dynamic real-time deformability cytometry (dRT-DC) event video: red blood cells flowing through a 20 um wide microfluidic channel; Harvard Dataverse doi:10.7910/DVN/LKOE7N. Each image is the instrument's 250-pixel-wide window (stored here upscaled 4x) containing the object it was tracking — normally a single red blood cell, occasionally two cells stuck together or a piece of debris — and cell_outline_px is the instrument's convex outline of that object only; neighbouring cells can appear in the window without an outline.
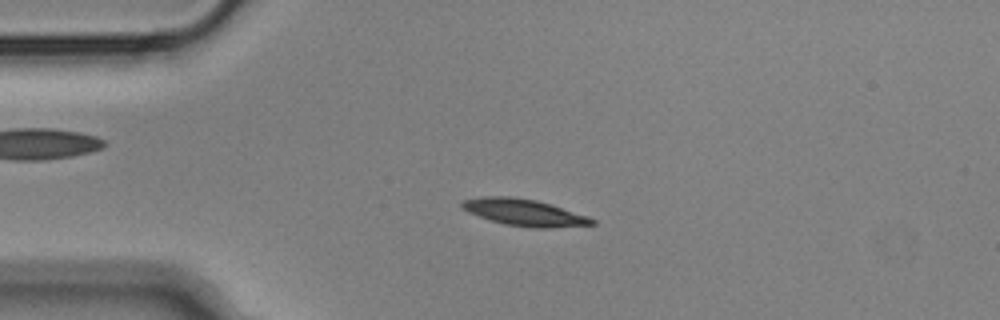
{"species": "Egyptian fruit bat (a non-hibernating species)", "species_latin": "Rousettus aegyptiacus", "temperature_condition": "cold", "stored_images_in_passage": 55, "camera_frame_rate_fps": 3000, "um_per_image_px": 0.085, "animal": {"sex": "male"}, "frame": {"image": 1, "passage_image": 12, "time_ms": 3.667, "image_size_px": [1000, 320], "cell_outline_px": [[596, 224], [548, 228], [536, 228], [504, 224], [468, 212], [460, 204], [464, 200], [484, 196], [512, 196], [536, 200], [552, 204], [588, 216], [596, 220]], "centroid_in_image_um": [44.61, 18.05], "position_along_channel_um": 40.4, "area_um2": 20.11}}
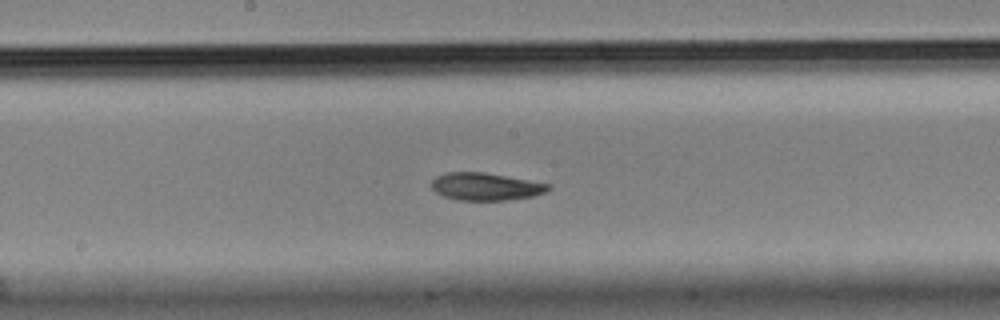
{"frame": {"image": 2, "passage_image": 28, "time_ms": 9.0, "image_size_px": [1000, 320], "cell_outline_px": [[552, 188], [548, 192], [532, 196], [508, 200], [456, 200], [444, 196], [436, 192], [432, 188], [432, 180], [436, 176], [444, 172], [484, 172], [552, 184]], "centroid_in_image_um": [41.31, 15.85], "position_along_channel_um": 206.9, "area_um2": 18.9}}
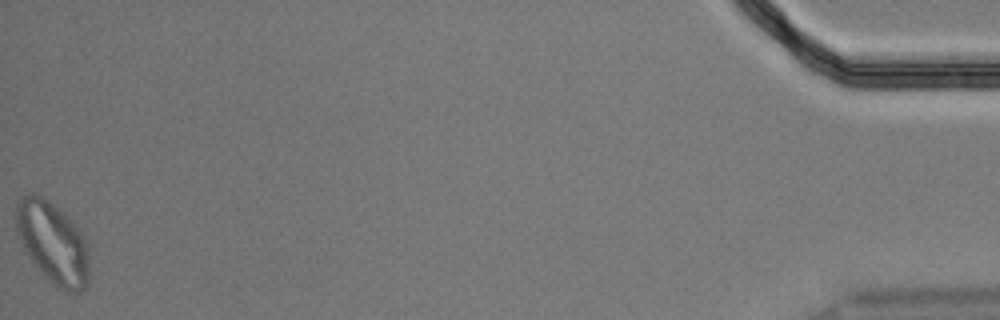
{"frame": {"image": 3, "passage_image": 55, "time_ms": 18.0, "image_size_px": [1000, 320], "cell_outline_px": [[88, 284], [84, 288], [76, 292], [64, 292], [56, 288], [28, 256], [20, 240], [16, 228], [16, 204], [24, 196], [32, 192], [40, 196], [56, 208], [84, 236], [88, 248]], "centroid_in_image_um": [4.48, 20.69], "position_along_channel_um": 430.7, "area_um2": 33.99}, "authors_computed_cell_mechanics": {"area_um2": 19.4786, "velocity_mm_per_s": 3.5841, "shape_relaxation_time_tau1_ms": 6.3267, "shape_relaxation_time_tau2_ms": 5.1649, "deformation_change_tau1": 0.1657, "deformation_change_tau2": 0.1092}}